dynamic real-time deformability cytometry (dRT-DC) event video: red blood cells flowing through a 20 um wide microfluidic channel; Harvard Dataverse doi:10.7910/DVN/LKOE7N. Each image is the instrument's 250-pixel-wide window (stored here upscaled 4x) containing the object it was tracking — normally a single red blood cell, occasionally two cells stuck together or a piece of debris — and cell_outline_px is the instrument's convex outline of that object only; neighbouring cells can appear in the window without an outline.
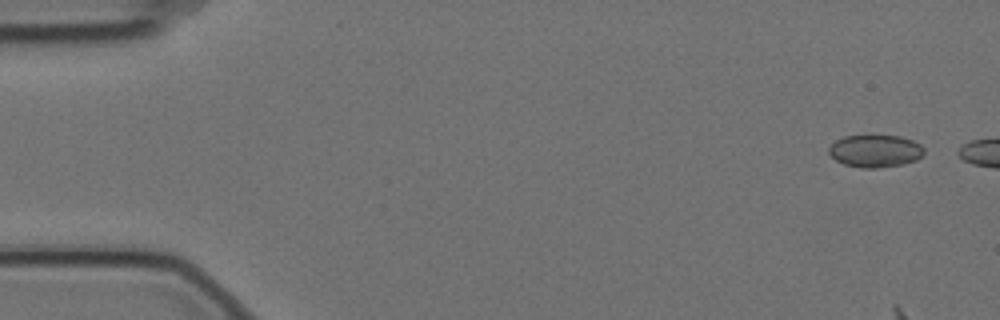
{"species": "Egyptian fruit bat (a non-hibernating species)", "species_latin": "Rousettus aegyptiacus", "temperature_condition": "cold", "stored_images_in_passage": 9, "camera_frame_rate_fps": 3000, "um_per_image_px": 0.085, "animal": {"sex": "female"}, "frame": {"image": 1, "passage_image": 1, "time_ms": 0.0, "image_size_px": [1000, 320], "cell_outline_px": [[924, 152], [916, 160], [904, 164], [876, 168], [864, 168], [844, 164], [836, 160], [828, 152], [828, 148], [836, 140], [844, 136], [900, 136], [912, 140], [920, 144], [924, 148]], "centroid_in_image_um": [74.4, 12.84], "position_along_channel_um": 10.6, "area_um2": 17.86}}
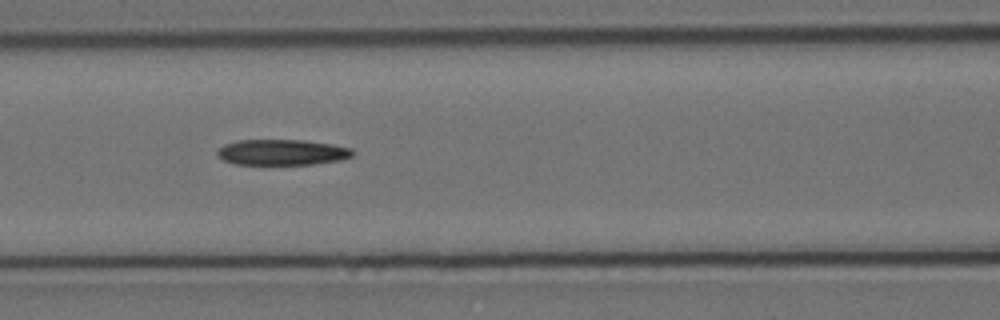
{"frame": {"image": 2, "passage_image": 8, "time_ms": 2.333, "image_size_px": [1000, 320], "cell_outline_px": [[352, 156], [340, 160], [312, 164], [236, 164], [224, 160], [216, 156], [216, 152], [224, 144], [236, 140], [304, 140], [332, 144], [352, 148]], "centroid_in_image_um": [23.94, 12.93], "position_along_channel_um": 142.7, "area_um2": 20.23}}
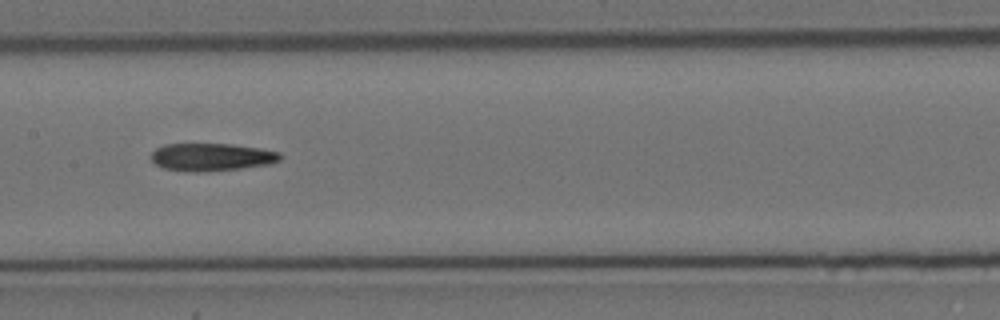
{"frame": {"image": 3, "passage_image": 9, "time_ms": 2.667, "image_size_px": [1000, 320], "cell_outline_px": [[284, 156], [280, 160], [268, 164], [240, 168], [204, 172], [196, 172], [160, 168], [148, 156], [156, 148], [164, 144], [232, 144], [260, 148], [280, 152]], "centroid_in_image_um": [17.96, 13.34], "position_along_channel_um": 189.4, "area_um2": 20.98}}